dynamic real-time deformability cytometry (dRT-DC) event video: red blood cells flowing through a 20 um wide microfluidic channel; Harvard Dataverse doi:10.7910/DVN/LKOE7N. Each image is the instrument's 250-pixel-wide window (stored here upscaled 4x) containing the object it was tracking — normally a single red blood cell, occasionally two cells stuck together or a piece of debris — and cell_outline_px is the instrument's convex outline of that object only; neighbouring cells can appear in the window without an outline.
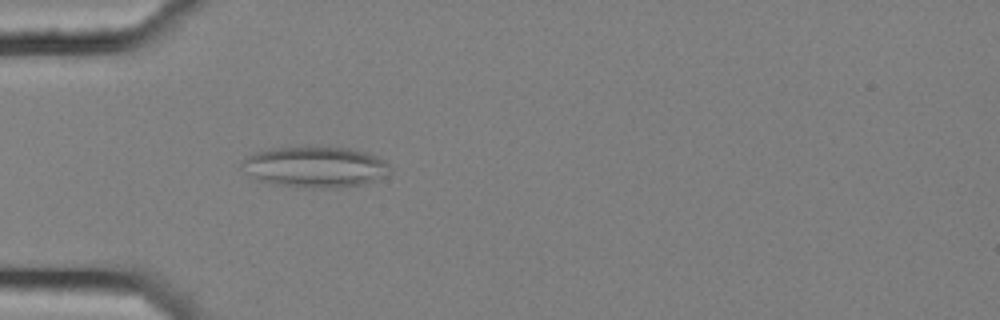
{"species": "common noctule bat (a hibernating species)", "species_latin": "Nyctalus noctula", "temperature_condition": "cold", "stored_images_in_passage": 4, "camera_frame_rate_fps": 3000, "um_per_image_px": 0.085, "animal": {"sex": "female", "body_mass_g": 25.1}, "frame": {"image": 1, "passage_image": 4, "time_ms": 1.0, "image_size_px": [1000, 320], "cell_outline_px": [[392, 172], [388, 176], [364, 184], [336, 188], [300, 188], [272, 184], [256, 180], [244, 172], [240, 164], [240, 160], [256, 152], [280, 148], [348, 148], [368, 152], [384, 160], [392, 168]], "centroid_in_image_um": [26.8, 14.23], "position_along_channel_um": 58.2, "area_um2": 35.6}}